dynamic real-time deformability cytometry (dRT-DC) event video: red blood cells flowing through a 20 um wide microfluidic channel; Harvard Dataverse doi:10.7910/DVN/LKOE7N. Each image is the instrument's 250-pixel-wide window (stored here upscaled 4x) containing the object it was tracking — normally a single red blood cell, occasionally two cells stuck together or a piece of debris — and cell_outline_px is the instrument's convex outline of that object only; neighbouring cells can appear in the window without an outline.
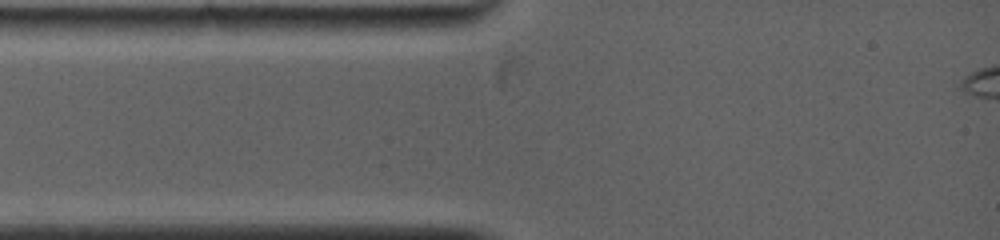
{"species": "common noctule bat (a hibernating species)", "species_latin": "Nyctalus noctula", "temperature_condition": "warm", "stored_images_in_passage": 2, "camera_frame_rate_fps": 5000, "um_per_image_px": 0.085, "animal": {"sex": "female", "body_mass_g": 19.0, "forearm_length_mm": 53.3}, "frame": {"image": 1, "passage_image": 1, "time_ms": 0.0, "image_size_px": [1000, 240], "cell_outline_px": [[460, 24], [392, 36], [340, 36], [292, 28], [292, 16], [452, 16], [460, 20]], "centroid_in_image_um": [31.55, 2.09], "position_along_channel_um": 53.5, "area_um2": 19.83}}